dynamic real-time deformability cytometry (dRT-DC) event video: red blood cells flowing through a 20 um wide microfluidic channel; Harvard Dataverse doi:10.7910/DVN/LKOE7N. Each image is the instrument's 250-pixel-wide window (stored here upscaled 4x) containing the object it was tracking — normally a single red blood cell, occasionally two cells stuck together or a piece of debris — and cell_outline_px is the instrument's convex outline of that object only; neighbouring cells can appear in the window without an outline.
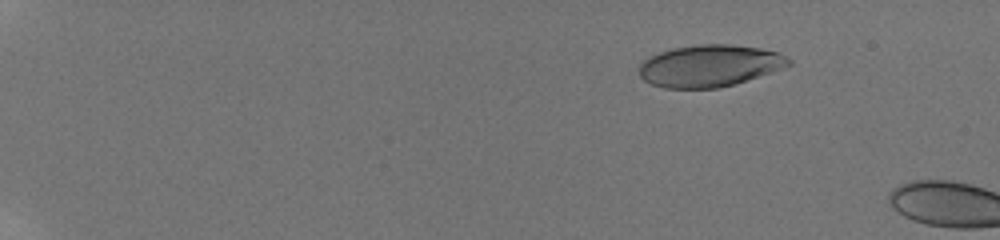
{"species": "human", "species_latin": "Homo sapiens", "temperature_condition": "room temperature", "stored_images_in_passage": 13, "camera_frame_rate_fps": 3000, "um_per_image_px": 0.085, "donor": {"sex": "male"}, "frame": {"image": 1, "passage_image": 10, "time_ms": 3.0, "image_size_px": [1000, 240], "cell_outline_px": [[792, 64], [772, 72], [736, 84], [720, 88], [664, 88], [652, 84], [644, 80], [640, 76], [640, 64], [644, 60], [660, 52], [672, 48], [700, 44], [732, 44], [760, 48], [776, 52], [792, 60]], "centroid_in_image_um": [60.33, 5.59], "position_along_channel_um": 24.7, "area_um2": 36.47}}